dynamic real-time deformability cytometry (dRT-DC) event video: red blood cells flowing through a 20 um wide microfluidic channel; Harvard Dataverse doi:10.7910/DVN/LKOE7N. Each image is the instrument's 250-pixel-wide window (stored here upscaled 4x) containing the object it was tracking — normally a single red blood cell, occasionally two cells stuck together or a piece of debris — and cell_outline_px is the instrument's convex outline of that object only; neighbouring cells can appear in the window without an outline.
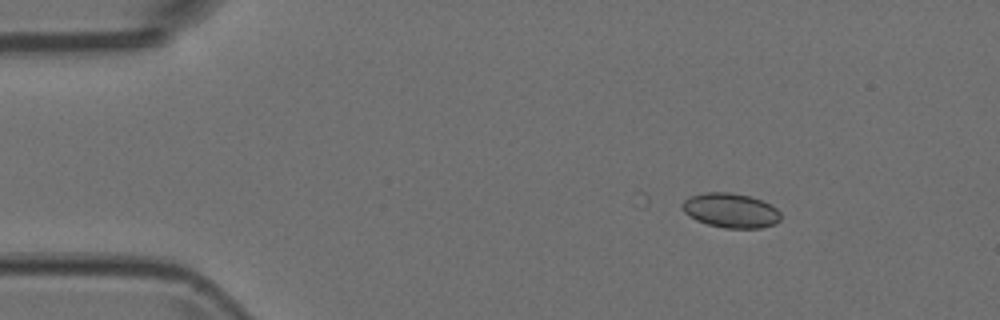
{"species": "Egyptian fruit bat (a non-hibernating species)", "species_latin": "Rousettus aegyptiacus", "temperature_condition": "room temperature", "stored_images_in_passage": 6, "camera_frame_rate_fps": 3000, "um_per_image_px": 0.085, "animal": {"sex": "female"}, "frame": {"image": 1, "passage_image": 2, "time_ms": 0.333, "image_size_px": [1000, 320], "cell_outline_px": [[780, 220], [776, 224], [760, 228], [724, 228], [708, 224], [696, 220], [688, 216], [680, 208], [680, 204], [688, 196], [704, 192], [732, 192], [748, 196], [760, 200], [776, 208], [780, 212]], "centroid_in_image_um": [62.06, 17.88], "position_along_channel_um": 22.9, "area_um2": 20.0}}
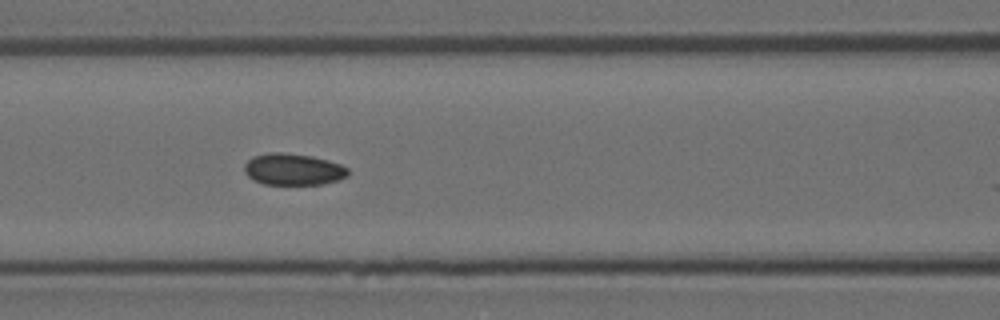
{"frame": {"image": 2, "passage_image": 6, "time_ms": 1.667, "image_size_px": [1000, 320], "cell_outline_px": [[348, 176], [340, 180], [320, 184], [264, 184], [252, 180], [244, 172], [244, 164], [252, 156], [272, 152], [280, 152], [312, 156], [328, 160], [340, 164], [348, 168]], "centroid_in_image_um": [24.91, 14.39], "position_along_channel_um": 141.7, "area_um2": 19.19}}